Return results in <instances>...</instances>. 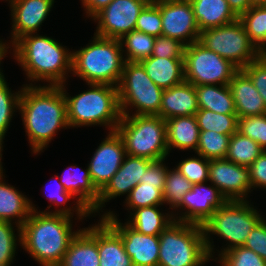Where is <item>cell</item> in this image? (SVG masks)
<instances>
[{"instance_id": "cell-24", "label": "cell", "mask_w": 266, "mask_h": 266, "mask_svg": "<svg viewBox=\"0 0 266 266\" xmlns=\"http://www.w3.org/2000/svg\"><path fill=\"white\" fill-rule=\"evenodd\" d=\"M140 63L152 81L162 89H169L185 81L184 58L150 56Z\"/></svg>"}, {"instance_id": "cell-9", "label": "cell", "mask_w": 266, "mask_h": 266, "mask_svg": "<svg viewBox=\"0 0 266 266\" xmlns=\"http://www.w3.org/2000/svg\"><path fill=\"white\" fill-rule=\"evenodd\" d=\"M122 115H129L127 109L135 107L132 115H158L164 89L158 87L147 75L140 62H125L117 86Z\"/></svg>"}, {"instance_id": "cell-30", "label": "cell", "mask_w": 266, "mask_h": 266, "mask_svg": "<svg viewBox=\"0 0 266 266\" xmlns=\"http://www.w3.org/2000/svg\"><path fill=\"white\" fill-rule=\"evenodd\" d=\"M199 109L220 114H236L234 99L228 85L195 86Z\"/></svg>"}, {"instance_id": "cell-7", "label": "cell", "mask_w": 266, "mask_h": 266, "mask_svg": "<svg viewBox=\"0 0 266 266\" xmlns=\"http://www.w3.org/2000/svg\"><path fill=\"white\" fill-rule=\"evenodd\" d=\"M251 206L247 199L226 201L202 224L210 258L214 256L209 233L229 241V245L219 251L221 252L219 256L232 248L244 246L251 231L263 219L259 212Z\"/></svg>"}, {"instance_id": "cell-21", "label": "cell", "mask_w": 266, "mask_h": 266, "mask_svg": "<svg viewBox=\"0 0 266 266\" xmlns=\"http://www.w3.org/2000/svg\"><path fill=\"white\" fill-rule=\"evenodd\" d=\"M199 110L196 88L186 81L164 89L159 116L164 120L195 115Z\"/></svg>"}, {"instance_id": "cell-36", "label": "cell", "mask_w": 266, "mask_h": 266, "mask_svg": "<svg viewBox=\"0 0 266 266\" xmlns=\"http://www.w3.org/2000/svg\"><path fill=\"white\" fill-rule=\"evenodd\" d=\"M193 184L189 182L176 168L167 170L165 185L162 191L164 203L170 204V209H177L186 192L192 189Z\"/></svg>"}, {"instance_id": "cell-1", "label": "cell", "mask_w": 266, "mask_h": 266, "mask_svg": "<svg viewBox=\"0 0 266 266\" xmlns=\"http://www.w3.org/2000/svg\"><path fill=\"white\" fill-rule=\"evenodd\" d=\"M30 84L23 85L18 109L31 150L38 154L59 129L69 127L67 103L60 86Z\"/></svg>"}, {"instance_id": "cell-55", "label": "cell", "mask_w": 266, "mask_h": 266, "mask_svg": "<svg viewBox=\"0 0 266 266\" xmlns=\"http://www.w3.org/2000/svg\"><path fill=\"white\" fill-rule=\"evenodd\" d=\"M260 53H261V56H262V57H266V47L263 48V49L260 51Z\"/></svg>"}, {"instance_id": "cell-4", "label": "cell", "mask_w": 266, "mask_h": 266, "mask_svg": "<svg viewBox=\"0 0 266 266\" xmlns=\"http://www.w3.org/2000/svg\"><path fill=\"white\" fill-rule=\"evenodd\" d=\"M123 48V49H122ZM119 39L95 35L92 43L72 52L73 75L89 84L118 86L125 59Z\"/></svg>"}, {"instance_id": "cell-8", "label": "cell", "mask_w": 266, "mask_h": 266, "mask_svg": "<svg viewBox=\"0 0 266 266\" xmlns=\"http://www.w3.org/2000/svg\"><path fill=\"white\" fill-rule=\"evenodd\" d=\"M122 115L116 127L127 155L157 161L166 159V122L158 115Z\"/></svg>"}, {"instance_id": "cell-51", "label": "cell", "mask_w": 266, "mask_h": 266, "mask_svg": "<svg viewBox=\"0 0 266 266\" xmlns=\"http://www.w3.org/2000/svg\"><path fill=\"white\" fill-rule=\"evenodd\" d=\"M230 9L239 18L248 11L255 3L252 0H227Z\"/></svg>"}, {"instance_id": "cell-44", "label": "cell", "mask_w": 266, "mask_h": 266, "mask_svg": "<svg viewBox=\"0 0 266 266\" xmlns=\"http://www.w3.org/2000/svg\"><path fill=\"white\" fill-rule=\"evenodd\" d=\"M186 45L181 41L166 36H158L155 39L152 55L162 58H184Z\"/></svg>"}, {"instance_id": "cell-50", "label": "cell", "mask_w": 266, "mask_h": 266, "mask_svg": "<svg viewBox=\"0 0 266 266\" xmlns=\"http://www.w3.org/2000/svg\"><path fill=\"white\" fill-rule=\"evenodd\" d=\"M87 17L93 18L98 12L110 4L112 0H81Z\"/></svg>"}, {"instance_id": "cell-35", "label": "cell", "mask_w": 266, "mask_h": 266, "mask_svg": "<svg viewBox=\"0 0 266 266\" xmlns=\"http://www.w3.org/2000/svg\"><path fill=\"white\" fill-rule=\"evenodd\" d=\"M230 135L214 131H200L195 153L208 160L223 159L228 153Z\"/></svg>"}, {"instance_id": "cell-27", "label": "cell", "mask_w": 266, "mask_h": 266, "mask_svg": "<svg viewBox=\"0 0 266 266\" xmlns=\"http://www.w3.org/2000/svg\"><path fill=\"white\" fill-rule=\"evenodd\" d=\"M201 31L220 27L238 19L227 0H189Z\"/></svg>"}, {"instance_id": "cell-47", "label": "cell", "mask_w": 266, "mask_h": 266, "mask_svg": "<svg viewBox=\"0 0 266 266\" xmlns=\"http://www.w3.org/2000/svg\"><path fill=\"white\" fill-rule=\"evenodd\" d=\"M165 159L153 161L140 178V183L155 185L161 192L165 185L168 167L163 162Z\"/></svg>"}, {"instance_id": "cell-29", "label": "cell", "mask_w": 266, "mask_h": 266, "mask_svg": "<svg viewBox=\"0 0 266 266\" xmlns=\"http://www.w3.org/2000/svg\"><path fill=\"white\" fill-rule=\"evenodd\" d=\"M159 205L148 206L130 212L131 219L127 224L138 233L159 236L172 222L175 214L161 213Z\"/></svg>"}, {"instance_id": "cell-10", "label": "cell", "mask_w": 266, "mask_h": 266, "mask_svg": "<svg viewBox=\"0 0 266 266\" xmlns=\"http://www.w3.org/2000/svg\"><path fill=\"white\" fill-rule=\"evenodd\" d=\"M198 41L222 58L231 61L239 69L261 56L239 19L220 27L201 31Z\"/></svg>"}, {"instance_id": "cell-31", "label": "cell", "mask_w": 266, "mask_h": 266, "mask_svg": "<svg viewBox=\"0 0 266 266\" xmlns=\"http://www.w3.org/2000/svg\"><path fill=\"white\" fill-rule=\"evenodd\" d=\"M264 150L251 138L235 132L231 135L226 159L241 166L249 167Z\"/></svg>"}, {"instance_id": "cell-38", "label": "cell", "mask_w": 266, "mask_h": 266, "mask_svg": "<svg viewBox=\"0 0 266 266\" xmlns=\"http://www.w3.org/2000/svg\"><path fill=\"white\" fill-rule=\"evenodd\" d=\"M22 89L12 93L5 78L0 80V140L3 141L13 113L19 107V99ZM16 109V110H15Z\"/></svg>"}, {"instance_id": "cell-41", "label": "cell", "mask_w": 266, "mask_h": 266, "mask_svg": "<svg viewBox=\"0 0 266 266\" xmlns=\"http://www.w3.org/2000/svg\"><path fill=\"white\" fill-rule=\"evenodd\" d=\"M181 161L176 169L193 185L207 183L209 179V160L201 155Z\"/></svg>"}, {"instance_id": "cell-32", "label": "cell", "mask_w": 266, "mask_h": 266, "mask_svg": "<svg viewBox=\"0 0 266 266\" xmlns=\"http://www.w3.org/2000/svg\"><path fill=\"white\" fill-rule=\"evenodd\" d=\"M251 42L261 51L266 46V6L254 4L238 18Z\"/></svg>"}, {"instance_id": "cell-52", "label": "cell", "mask_w": 266, "mask_h": 266, "mask_svg": "<svg viewBox=\"0 0 266 266\" xmlns=\"http://www.w3.org/2000/svg\"><path fill=\"white\" fill-rule=\"evenodd\" d=\"M8 46V44H5L4 42H2L1 40H0V63H1V60L4 58V57H6L5 55H6V53H7V49L9 48V46ZM4 78V75H3V73L1 72V69H0V80L1 79H3Z\"/></svg>"}, {"instance_id": "cell-5", "label": "cell", "mask_w": 266, "mask_h": 266, "mask_svg": "<svg viewBox=\"0 0 266 266\" xmlns=\"http://www.w3.org/2000/svg\"><path fill=\"white\" fill-rule=\"evenodd\" d=\"M60 87L67 103L69 127L103 125L116 130L122 117L116 86L89 84L91 89L74 97L66 92L65 83Z\"/></svg>"}, {"instance_id": "cell-46", "label": "cell", "mask_w": 266, "mask_h": 266, "mask_svg": "<svg viewBox=\"0 0 266 266\" xmlns=\"http://www.w3.org/2000/svg\"><path fill=\"white\" fill-rule=\"evenodd\" d=\"M244 247L252 250L266 261V221L264 218L251 231Z\"/></svg>"}, {"instance_id": "cell-6", "label": "cell", "mask_w": 266, "mask_h": 266, "mask_svg": "<svg viewBox=\"0 0 266 266\" xmlns=\"http://www.w3.org/2000/svg\"><path fill=\"white\" fill-rule=\"evenodd\" d=\"M158 266H203L210 256L202 225L174 221L159 235Z\"/></svg>"}, {"instance_id": "cell-3", "label": "cell", "mask_w": 266, "mask_h": 266, "mask_svg": "<svg viewBox=\"0 0 266 266\" xmlns=\"http://www.w3.org/2000/svg\"><path fill=\"white\" fill-rule=\"evenodd\" d=\"M12 47L14 58L32 82L46 80L48 86H60L72 71V52L53 38L37 33L26 34Z\"/></svg>"}, {"instance_id": "cell-15", "label": "cell", "mask_w": 266, "mask_h": 266, "mask_svg": "<svg viewBox=\"0 0 266 266\" xmlns=\"http://www.w3.org/2000/svg\"><path fill=\"white\" fill-rule=\"evenodd\" d=\"M209 182L227 201L244 200L251 192L250 170L226 158L209 160Z\"/></svg>"}, {"instance_id": "cell-43", "label": "cell", "mask_w": 266, "mask_h": 266, "mask_svg": "<svg viewBox=\"0 0 266 266\" xmlns=\"http://www.w3.org/2000/svg\"><path fill=\"white\" fill-rule=\"evenodd\" d=\"M13 225L9 221H0V266L11 265L16 253V240L21 242V232H19V239H17Z\"/></svg>"}, {"instance_id": "cell-11", "label": "cell", "mask_w": 266, "mask_h": 266, "mask_svg": "<svg viewBox=\"0 0 266 266\" xmlns=\"http://www.w3.org/2000/svg\"><path fill=\"white\" fill-rule=\"evenodd\" d=\"M240 69L199 41L185 47L184 78L194 86L228 85Z\"/></svg>"}, {"instance_id": "cell-37", "label": "cell", "mask_w": 266, "mask_h": 266, "mask_svg": "<svg viewBox=\"0 0 266 266\" xmlns=\"http://www.w3.org/2000/svg\"><path fill=\"white\" fill-rule=\"evenodd\" d=\"M125 201L128 209L132 211L143 207L164 204L162 192L155 185L145 183L136 185Z\"/></svg>"}, {"instance_id": "cell-48", "label": "cell", "mask_w": 266, "mask_h": 266, "mask_svg": "<svg viewBox=\"0 0 266 266\" xmlns=\"http://www.w3.org/2000/svg\"><path fill=\"white\" fill-rule=\"evenodd\" d=\"M248 168L252 188L254 189L257 186L266 188V151H263Z\"/></svg>"}, {"instance_id": "cell-42", "label": "cell", "mask_w": 266, "mask_h": 266, "mask_svg": "<svg viewBox=\"0 0 266 266\" xmlns=\"http://www.w3.org/2000/svg\"><path fill=\"white\" fill-rule=\"evenodd\" d=\"M218 261L220 266H266L264 259L244 246L223 252Z\"/></svg>"}, {"instance_id": "cell-39", "label": "cell", "mask_w": 266, "mask_h": 266, "mask_svg": "<svg viewBox=\"0 0 266 266\" xmlns=\"http://www.w3.org/2000/svg\"><path fill=\"white\" fill-rule=\"evenodd\" d=\"M135 30L158 37L162 35V17L160 8L150 0L139 13Z\"/></svg>"}, {"instance_id": "cell-14", "label": "cell", "mask_w": 266, "mask_h": 266, "mask_svg": "<svg viewBox=\"0 0 266 266\" xmlns=\"http://www.w3.org/2000/svg\"><path fill=\"white\" fill-rule=\"evenodd\" d=\"M102 219L121 237L134 266H158L159 236L138 233L127 223L119 222L112 211L103 214Z\"/></svg>"}, {"instance_id": "cell-54", "label": "cell", "mask_w": 266, "mask_h": 266, "mask_svg": "<svg viewBox=\"0 0 266 266\" xmlns=\"http://www.w3.org/2000/svg\"><path fill=\"white\" fill-rule=\"evenodd\" d=\"M256 4L262 5V6H266V0H258L256 2Z\"/></svg>"}, {"instance_id": "cell-53", "label": "cell", "mask_w": 266, "mask_h": 266, "mask_svg": "<svg viewBox=\"0 0 266 266\" xmlns=\"http://www.w3.org/2000/svg\"><path fill=\"white\" fill-rule=\"evenodd\" d=\"M2 144H3V141L0 140V175H3V168H2V164H1V160H2L1 159L2 158V154L1 153H2V150H3Z\"/></svg>"}, {"instance_id": "cell-12", "label": "cell", "mask_w": 266, "mask_h": 266, "mask_svg": "<svg viewBox=\"0 0 266 266\" xmlns=\"http://www.w3.org/2000/svg\"><path fill=\"white\" fill-rule=\"evenodd\" d=\"M150 0H112L108 6L98 12L93 20L98 21L94 35L121 39L135 30L139 13Z\"/></svg>"}, {"instance_id": "cell-45", "label": "cell", "mask_w": 266, "mask_h": 266, "mask_svg": "<svg viewBox=\"0 0 266 266\" xmlns=\"http://www.w3.org/2000/svg\"><path fill=\"white\" fill-rule=\"evenodd\" d=\"M241 70L251 79L266 106V57L260 56Z\"/></svg>"}, {"instance_id": "cell-18", "label": "cell", "mask_w": 266, "mask_h": 266, "mask_svg": "<svg viewBox=\"0 0 266 266\" xmlns=\"http://www.w3.org/2000/svg\"><path fill=\"white\" fill-rule=\"evenodd\" d=\"M153 162L146 158L127 155L119 170L112 176L106 186L99 192V200L96 203V212H99L105 202L117 196L130 195L131 190L140 183L148 166Z\"/></svg>"}, {"instance_id": "cell-19", "label": "cell", "mask_w": 266, "mask_h": 266, "mask_svg": "<svg viewBox=\"0 0 266 266\" xmlns=\"http://www.w3.org/2000/svg\"><path fill=\"white\" fill-rule=\"evenodd\" d=\"M12 22V45L22 36L37 33L49 15L54 0H9Z\"/></svg>"}, {"instance_id": "cell-25", "label": "cell", "mask_w": 266, "mask_h": 266, "mask_svg": "<svg viewBox=\"0 0 266 266\" xmlns=\"http://www.w3.org/2000/svg\"><path fill=\"white\" fill-rule=\"evenodd\" d=\"M97 248L100 266H134L121 237L103 219L97 224Z\"/></svg>"}, {"instance_id": "cell-22", "label": "cell", "mask_w": 266, "mask_h": 266, "mask_svg": "<svg viewBox=\"0 0 266 266\" xmlns=\"http://www.w3.org/2000/svg\"><path fill=\"white\" fill-rule=\"evenodd\" d=\"M58 266H100L96 223L95 226L80 228Z\"/></svg>"}, {"instance_id": "cell-34", "label": "cell", "mask_w": 266, "mask_h": 266, "mask_svg": "<svg viewBox=\"0 0 266 266\" xmlns=\"http://www.w3.org/2000/svg\"><path fill=\"white\" fill-rule=\"evenodd\" d=\"M156 37L146 33L132 30L125 34L120 40V43L126 46L125 62H140L152 55Z\"/></svg>"}, {"instance_id": "cell-13", "label": "cell", "mask_w": 266, "mask_h": 266, "mask_svg": "<svg viewBox=\"0 0 266 266\" xmlns=\"http://www.w3.org/2000/svg\"><path fill=\"white\" fill-rule=\"evenodd\" d=\"M153 1L160 8L163 36L177 39L186 46L199 40L200 30L189 0Z\"/></svg>"}, {"instance_id": "cell-20", "label": "cell", "mask_w": 266, "mask_h": 266, "mask_svg": "<svg viewBox=\"0 0 266 266\" xmlns=\"http://www.w3.org/2000/svg\"><path fill=\"white\" fill-rule=\"evenodd\" d=\"M75 166H69L67 172L62 174L59 182L64 186L67 192H70L74 197H78L75 211L78 219L89 216L91 213H96V203L99 200V191L96 189L89 174V168L81 172L77 171ZM66 171V170H65Z\"/></svg>"}, {"instance_id": "cell-40", "label": "cell", "mask_w": 266, "mask_h": 266, "mask_svg": "<svg viewBox=\"0 0 266 266\" xmlns=\"http://www.w3.org/2000/svg\"><path fill=\"white\" fill-rule=\"evenodd\" d=\"M237 132L251 138L266 151V114L238 118Z\"/></svg>"}, {"instance_id": "cell-28", "label": "cell", "mask_w": 266, "mask_h": 266, "mask_svg": "<svg viewBox=\"0 0 266 266\" xmlns=\"http://www.w3.org/2000/svg\"><path fill=\"white\" fill-rule=\"evenodd\" d=\"M165 122L169 153L172 148L197 150L200 130L195 115L173 117Z\"/></svg>"}, {"instance_id": "cell-16", "label": "cell", "mask_w": 266, "mask_h": 266, "mask_svg": "<svg viewBox=\"0 0 266 266\" xmlns=\"http://www.w3.org/2000/svg\"><path fill=\"white\" fill-rule=\"evenodd\" d=\"M125 156L126 150L121 136L116 130L110 131L88 164L90 178L99 192L119 170Z\"/></svg>"}, {"instance_id": "cell-23", "label": "cell", "mask_w": 266, "mask_h": 266, "mask_svg": "<svg viewBox=\"0 0 266 266\" xmlns=\"http://www.w3.org/2000/svg\"><path fill=\"white\" fill-rule=\"evenodd\" d=\"M228 86L238 118L266 114L263 98L241 69L233 76Z\"/></svg>"}, {"instance_id": "cell-33", "label": "cell", "mask_w": 266, "mask_h": 266, "mask_svg": "<svg viewBox=\"0 0 266 266\" xmlns=\"http://www.w3.org/2000/svg\"><path fill=\"white\" fill-rule=\"evenodd\" d=\"M195 117L200 131L210 130L230 136L237 132V114H220L211 110L199 109Z\"/></svg>"}, {"instance_id": "cell-2", "label": "cell", "mask_w": 266, "mask_h": 266, "mask_svg": "<svg viewBox=\"0 0 266 266\" xmlns=\"http://www.w3.org/2000/svg\"><path fill=\"white\" fill-rule=\"evenodd\" d=\"M73 210L69 207L54 212L32 210L20 227L21 246L42 266H58L72 239Z\"/></svg>"}, {"instance_id": "cell-17", "label": "cell", "mask_w": 266, "mask_h": 266, "mask_svg": "<svg viewBox=\"0 0 266 266\" xmlns=\"http://www.w3.org/2000/svg\"><path fill=\"white\" fill-rule=\"evenodd\" d=\"M205 185L204 183L193 185L192 189L184 194L178 208L187 210L181 213V216H175V221L202 225L227 201L217 187Z\"/></svg>"}, {"instance_id": "cell-26", "label": "cell", "mask_w": 266, "mask_h": 266, "mask_svg": "<svg viewBox=\"0 0 266 266\" xmlns=\"http://www.w3.org/2000/svg\"><path fill=\"white\" fill-rule=\"evenodd\" d=\"M4 175H0V221L12 222L15 219L17 230L31 215L32 210H37L30 199L25 197L23 193L17 191L13 186L3 182Z\"/></svg>"}, {"instance_id": "cell-49", "label": "cell", "mask_w": 266, "mask_h": 266, "mask_svg": "<svg viewBox=\"0 0 266 266\" xmlns=\"http://www.w3.org/2000/svg\"><path fill=\"white\" fill-rule=\"evenodd\" d=\"M54 184H56L55 185V187H56L55 191L54 192L52 191V192H50V194L48 193V195H47V198L49 199L50 202L56 204L57 206L62 205V204L64 205L71 198L74 197L70 192H67L64 189V186L59 182V180L57 182H55ZM48 191H50V189Z\"/></svg>"}]
</instances>
